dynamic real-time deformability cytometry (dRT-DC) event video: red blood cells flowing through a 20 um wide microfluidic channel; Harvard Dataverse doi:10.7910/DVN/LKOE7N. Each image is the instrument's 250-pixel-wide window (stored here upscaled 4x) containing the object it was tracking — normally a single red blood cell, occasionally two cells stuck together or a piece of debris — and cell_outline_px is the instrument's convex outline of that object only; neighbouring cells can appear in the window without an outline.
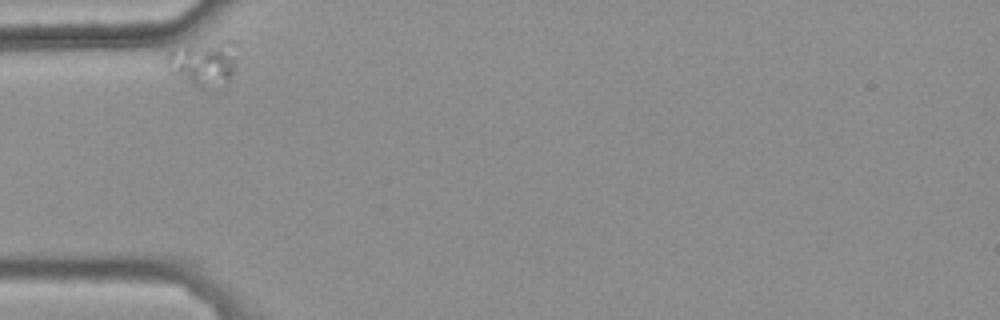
{"species": "common noctule bat (a hibernating species)", "species_latin": "Nyctalus noctula", "temperature_condition": "warm", "stored_images_in_passage": 34, "camera_frame_rate_fps": 3000, "um_per_image_px": 0.085, "animal": {"sex": "female", "body_mass_g": 25.1}, "frame": {"image": 1, "passage_image": 1, "time_ms": 0.0, "image_size_px": [1000, 320], "cell_outline_px": [[232, 72], [228, 80], [216, 92], [212, 92], [200, 88], [172, 72], [168, 60], [168, 52], [172, 48], [220, 40], [232, 40]], "centroid_in_image_um": [17.29, 5.41], "position_along_channel_um": 67.7, "area_um2": 18.03}}
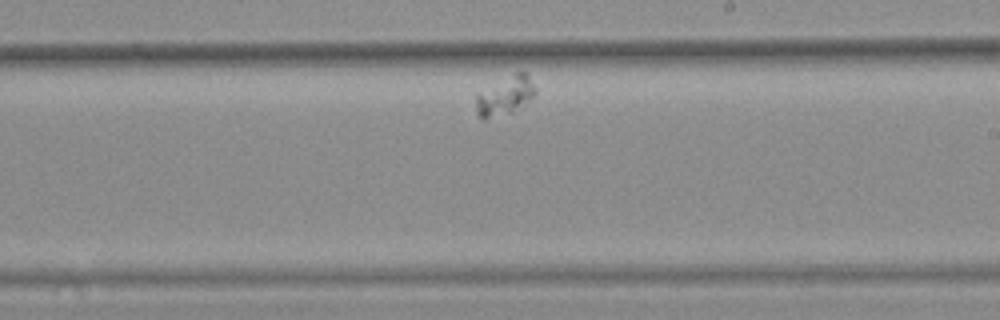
{"frame": {"image": 2, "passage_image": 20, "time_ms": 6.333, "image_size_px": [1000, 320], "cell_outline_px": [[536, 96], [508, 112], [484, 120], [476, 116], [476, 92], [512, 72], [524, 72], [528, 76], [536, 88]], "centroid_in_image_um": [42.87, 8.1], "position_along_channel_um": 246.1, "area_um2": 13.53}}
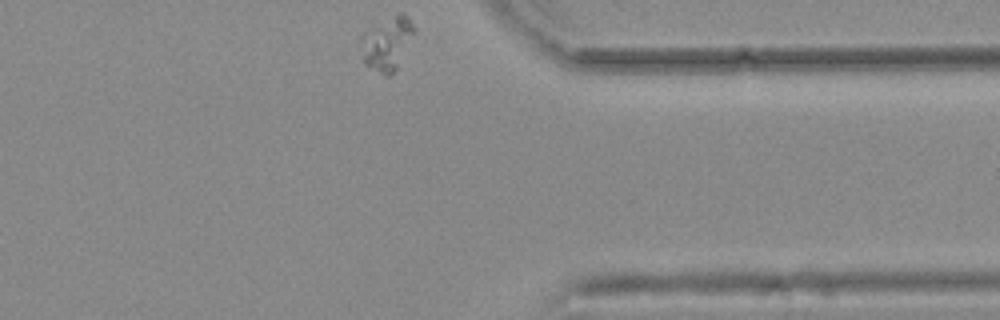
{"frame": {"image": 3, "passage_image": 34, "time_ms": 11.0, "image_size_px": [1000, 320], "cell_outline_px": [[416, 32], [396, 68], [388, 76], [364, 64], [364, 56], [376, 28], [400, 12], [404, 12], [408, 16]], "centroid_in_image_um": [33.12, 3.73], "position_along_channel_um": 378.3, "area_um2": 14.28}}